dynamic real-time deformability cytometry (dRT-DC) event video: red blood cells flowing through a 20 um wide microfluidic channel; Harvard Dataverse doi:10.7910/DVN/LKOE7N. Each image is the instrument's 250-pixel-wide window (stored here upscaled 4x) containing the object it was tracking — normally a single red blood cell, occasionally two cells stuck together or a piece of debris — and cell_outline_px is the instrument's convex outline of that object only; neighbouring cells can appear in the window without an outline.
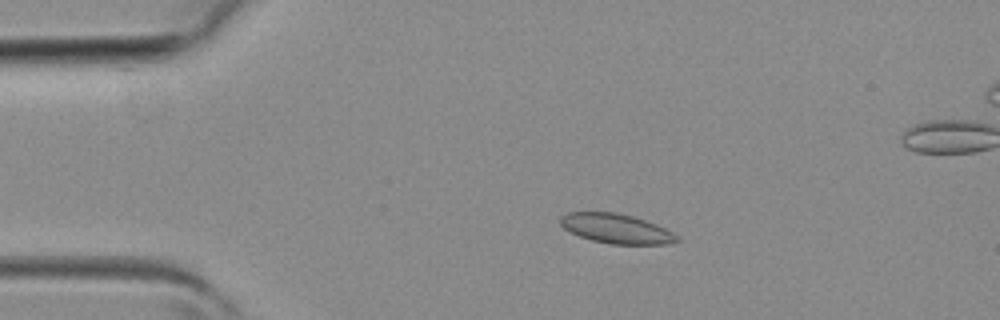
{"species": "common noctule bat (a hibernating species)", "species_latin": "Nyctalus noctula", "temperature_condition": "room temperature", "stored_images_in_passage": 5, "camera_frame_rate_fps": 3000, "um_per_image_px": 0.085, "animal": {"sex": "female", "body_mass_g": 19.3, "forearm_length_mm": 54.1}, "frame": {"image": 1, "passage_image": 3, "time_ms": 0.667, "image_size_px": [1000, 320], "cell_outline_px": [[680, 240], [668, 244], [612, 244], [592, 240], [580, 236], [564, 228], [560, 224], [560, 216], [568, 212], [616, 212], [632, 216], [656, 224], [680, 236]], "centroid_in_image_um": [52.39, 19.43], "position_along_channel_um": 32.6, "area_um2": 20.0}}